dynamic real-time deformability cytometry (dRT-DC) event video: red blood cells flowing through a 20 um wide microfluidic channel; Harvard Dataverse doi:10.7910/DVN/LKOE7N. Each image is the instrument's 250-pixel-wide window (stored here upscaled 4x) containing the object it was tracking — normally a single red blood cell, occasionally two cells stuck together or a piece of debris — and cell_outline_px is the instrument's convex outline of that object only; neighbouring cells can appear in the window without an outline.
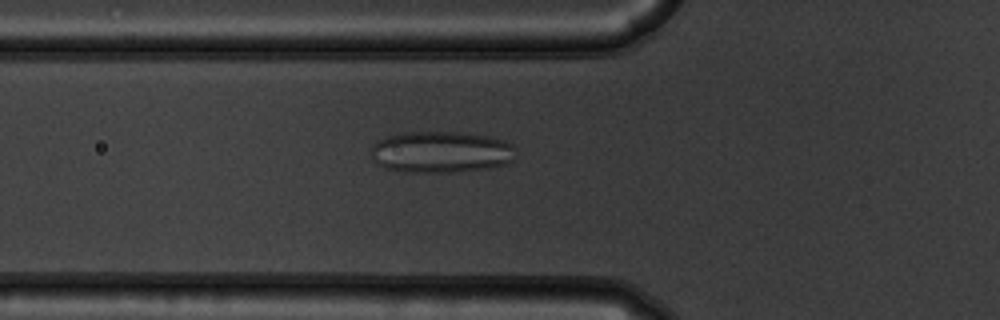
{"species": "common noctule bat (a hibernating species)", "species_latin": "Nyctalus noctula", "temperature_condition": "warm", "stored_images_in_passage": 53, "camera_frame_rate_fps": 3000, "um_per_image_px": 0.085, "animal": {"sex": "male", "body_mass_g": 19.5, "forearm_length_mm": 54.6}, "frame": {"image": 1, "passage_image": 20, "time_ms": 6.333, "image_size_px": [1000, 320], "cell_outline_px": [[516, 156], [512, 160], [504, 164], [492, 168], [456, 172], [400, 172], [384, 168], [376, 164], [372, 160], [372, 144], [388, 136], [400, 132], [456, 132], [488, 136], [504, 140], [512, 144]], "centroid_in_image_um": [37.47, 12.93], "position_along_channel_um": 88.3, "area_um2": 35.37}}
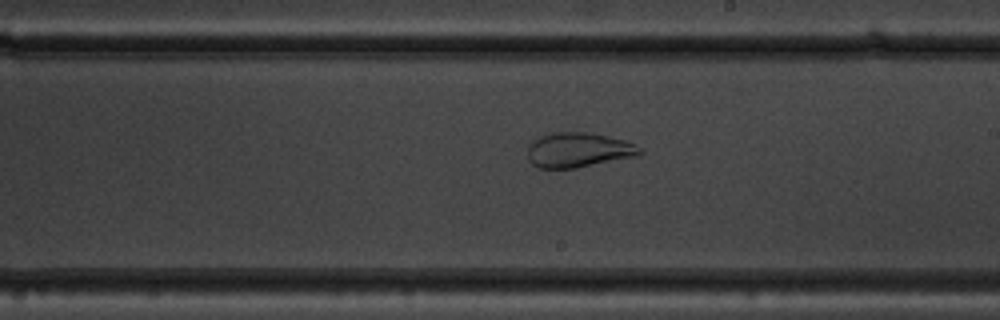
{"frame": {"image": 2, "passage_image": 32, "time_ms": 10.333, "image_size_px": [1000, 320], "cell_outline_px": [[644, 152], [640, 156], [576, 168], [540, 168], [532, 164], [528, 160], [528, 144], [532, 140], [540, 136], [552, 132], [588, 132], [608, 136], [624, 140], [640, 148]], "centroid_in_image_um": [49.16, 12.75], "position_along_channel_um": 239.8, "area_um2": 23.0}}
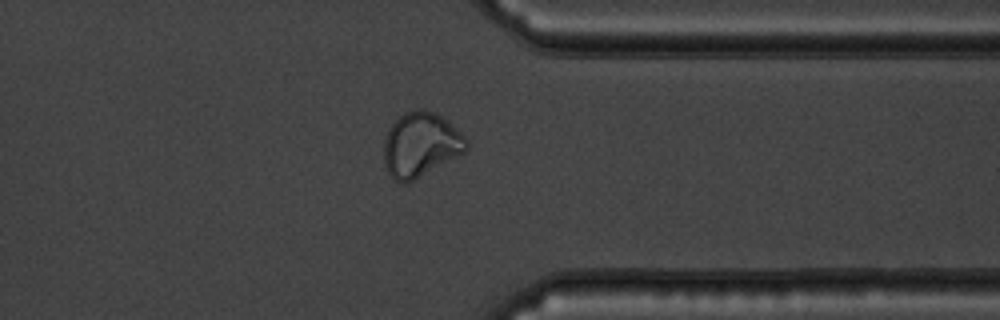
{"frame": {"image": 3, "passage_image": 43, "time_ms": 14.0, "image_size_px": [1000, 320], "cell_outline_px": [[468, 148], [464, 152], [408, 184], [404, 184], [396, 180], [388, 172], [384, 164], [384, 140], [388, 128], [404, 112], [420, 108], [424, 108], [440, 116], [460, 132], [468, 140]], "centroid_in_image_um": [35.73, 12.31], "position_along_channel_um": 375.7, "area_um2": 30.87}}